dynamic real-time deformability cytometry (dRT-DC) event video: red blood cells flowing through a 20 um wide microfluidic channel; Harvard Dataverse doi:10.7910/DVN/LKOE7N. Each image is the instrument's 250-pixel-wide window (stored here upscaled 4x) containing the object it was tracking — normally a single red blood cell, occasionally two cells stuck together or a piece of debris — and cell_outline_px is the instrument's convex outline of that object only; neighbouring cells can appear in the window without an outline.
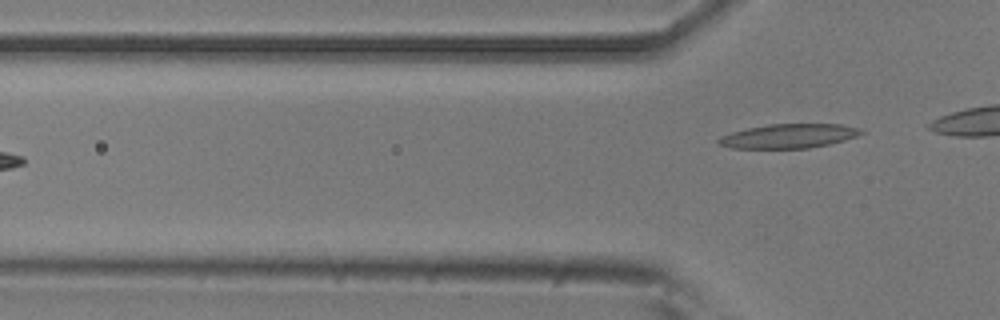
{"species": "common noctule bat (a hibernating species)", "species_latin": "Nyctalus noctula", "temperature_condition": "room temperature", "stored_images_in_passage": 5, "camera_frame_rate_fps": 3000, "um_per_image_px": 0.085, "animal": {"sex": "male", "body_mass_g": 20.5, "forearm_length_mm": 52.5}, "frame": {"image": 1, "passage_image": 5, "time_ms": 1.333, "image_size_px": [1000, 320], "cell_outline_px": [[864, 132], [856, 136], [844, 140], [828, 144], [808, 148], [732, 148], [720, 144], [716, 140], [720, 136], [732, 132], [748, 128], [768, 124], [840, 124], [860, 128]], "centroid_in_image_um": [67.03, 11.56], "position_along_channel_um": 58.8, "area_um2": 19.94}}